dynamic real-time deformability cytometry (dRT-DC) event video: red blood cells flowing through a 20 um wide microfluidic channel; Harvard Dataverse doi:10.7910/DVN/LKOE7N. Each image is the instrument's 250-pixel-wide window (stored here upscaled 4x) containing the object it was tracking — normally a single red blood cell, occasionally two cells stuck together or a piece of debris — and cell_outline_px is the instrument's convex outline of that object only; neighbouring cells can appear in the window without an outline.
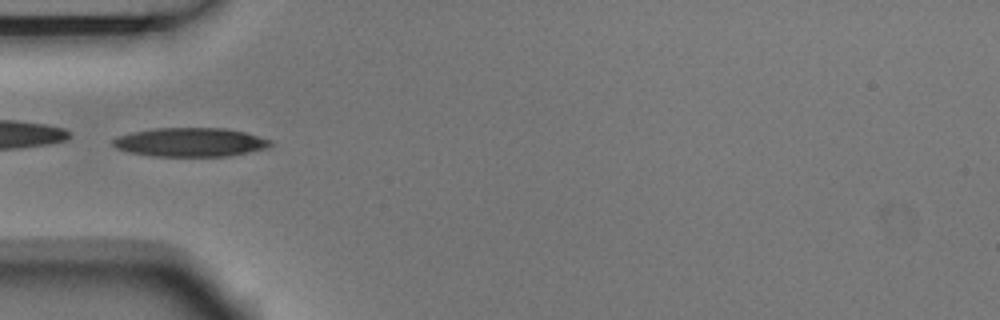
{"species": "Egyptian fruit bat (a non-hibernating species)", "species_latin": "Rousettus aegyptiacus", "temperature_condition": "room temperature", "stored_images_in_passage": 4, "camera_frame_rate_fps": 3000, "um_per_image_px": 0.085, "animal": {"sex": "male"}, "frame": {"image": 1, "passage_image": 1, "time_ms": 0.0, "image_size_px": [1000, 320], "cell_outline_px": [[272, 144], [264, 148], [228, 156], [152, 156], [128, 152], [116, 148], [112, 144], [112, 140], [116, 136], [132, 132], [156, 128], [228, 128], [244, 132], [272, 140]], "centroid_in_image_um": [16.12, 12.08], "position_along_channel_um": 68.9, "area_um2": 26.41}}
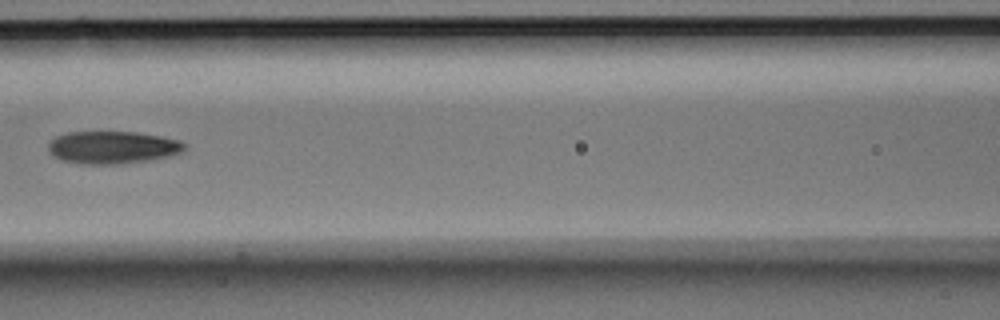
{"frame": {"image": 2, "passage_image": 3, "time_ms": 0.667, "image_size_px": [1000, 320], "cell_outline_px": [[188, 148], [184, 152], [168, 156], [144, 160], [112, 164], [84, 164], [64, 160], [52, 156], [48, 148], [48, 144], [56, 136], [68, 132], [136, 132], [160, 136], [180, 140], [188, 144]], "centroid_in_image_um": [9.6, 12.51], "position_along_channel_um": 157.0, "area_um2": 25.72}}
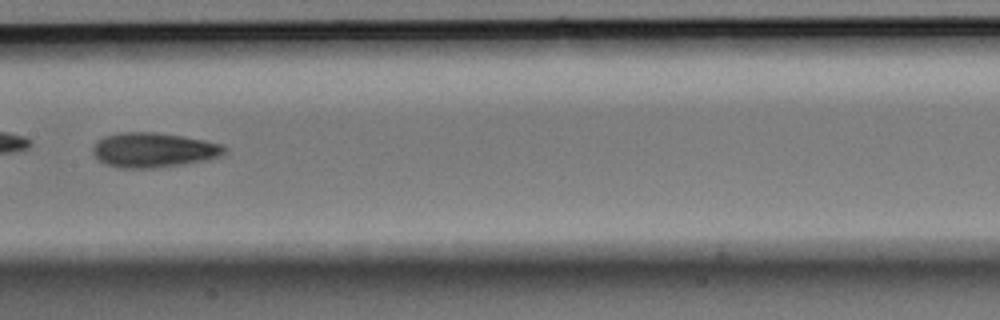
{"frame": {"image": 3, "passage_image": 4, "time_ms": 1.0, "image_size_px": [1000, 320], "cell_outline_px": [[228, 148], [220, 156], [208, 160], [184, 164], [152, 168], [120, 168], [104, 164], [92, 152], [92, 148], [104, 136], [120, 132], [156, 132], [204, 140], [224, 144]], "centroid_in_image_um": [13.08, 12.75], "position_along_channel_um": 194.3, "area_um2": 26.65}}